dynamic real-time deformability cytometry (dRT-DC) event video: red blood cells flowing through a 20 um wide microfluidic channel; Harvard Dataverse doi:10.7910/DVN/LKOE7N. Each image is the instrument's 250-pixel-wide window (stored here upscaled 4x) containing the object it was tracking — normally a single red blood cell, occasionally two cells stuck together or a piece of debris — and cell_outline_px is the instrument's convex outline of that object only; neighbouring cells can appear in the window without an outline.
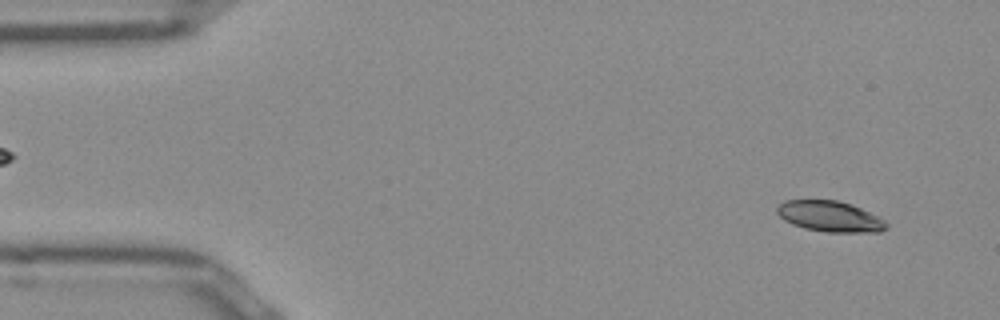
{"species": "Egyptian fruit bat (a non-hibernating species)", "species_latin": "Rousettus aegyptiacus", "temperature_condition": "room temperature", "stored_images_in_passage": 52, "camera_frame_rate_fps": 3000, "um_per_image_px": 0.085, "frame": {"image": 1, "passage_image": 3, "time_ms": 0.667, "image_size_px": [1000, 320], "cell_outline_px": [[888, 228], [880, 232], [828, 232], [804, 228], [792, 224], [784, 220], [776, 212], [776, 208], [784, 200], [836, 200], [860, 208], [876, 216], [888, 224]], "centroid_in_image_um": [70.51, 18.4], "position_along_channel_um": 14.5, "area_um2": 19.36}}
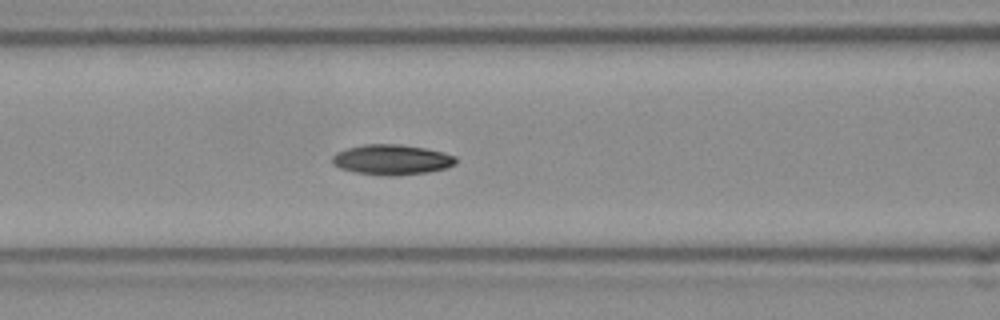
{"frame": {"image": 2, "passage_image": 20, "time_ms": 6.333, "image_size_px": [1000, 320], "cell_outline_px": [[456, 164], [444, 168], [428, 172], [392, 176], [356, 172], [340, 168], [332, 164], [332, 156], [336, 152], [344, 148], [364, 144], [400, 144], [424, 148], [456, 156]], "centroid_in_image_um": [33.26, 13.56], "position_along_channel_um": 133.3, "area_um2": 21.68}}
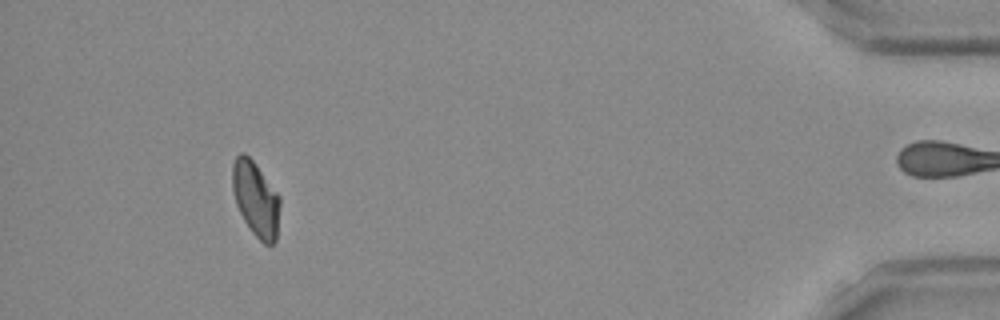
{"frame": {"image": 3, "passage_image": 47, "time_ms": 15.333, "image_size_px": [1000, 320], "cell_outline_px": [[280, 204], [276, 240], [272, 244], [264, 244], [252, 232], [244, 220], [236, 204], [232, 188], [232, 164], [236, 156], [240, 152], [244, 152], [252, 160], [280, 196]], "centroid_in_image_um": [21.73, 16.9], "position_along_channel_um": 413.5, "area_um2": 20.63}, "authors_computed_cell_mechanics": {"area_um2": 20.6924, "velocity_mm_per_s": 3.8848, "shape_relaxation_time_tau1_ms": 6.7639, "shape_relaxation_time_tau2_ms": null, "deformation_change_tau1": 0.1465, "deformation_change_tau2": null}}